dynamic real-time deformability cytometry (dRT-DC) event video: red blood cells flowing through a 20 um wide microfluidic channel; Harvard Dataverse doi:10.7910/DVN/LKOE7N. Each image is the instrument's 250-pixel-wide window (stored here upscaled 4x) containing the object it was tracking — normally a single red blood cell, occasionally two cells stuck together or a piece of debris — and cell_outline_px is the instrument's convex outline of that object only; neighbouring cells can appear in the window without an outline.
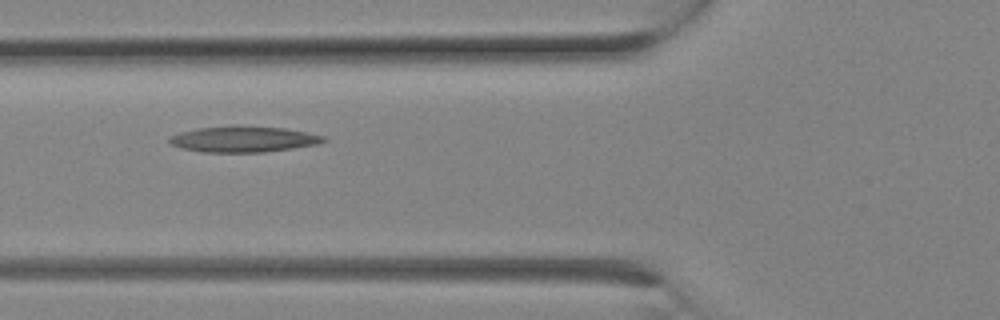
{"species": "Egyptian fruit bat (a non-hibernating species)", "species_latin": "Rousettus aegyptiacus", "temperature_condition": "room temperature", "stored_images_in_passage": 3, "camera_frame_rate_fps": 3000, "um_per_image_px": 0.085, "animal": {"sex": "female"}, "frame": {"image": 1, "passage_image": 3, "time_ms": 0.667, "image_size_px": [1000, 320], "cell_outline_px": [[328, 140], [316, 144], [292, 148], [264, 152], [200, 152], [180, 148], [172, 144], [168, 140], [172, 136], [180, 132], [196, 128], [232, 124], [284, 128], [308, 132], [324, 136]], "centroid_in_image_um": [20.67, 11.81], "position_along_channel_um": 105.1, "area_um2": 23.58}}